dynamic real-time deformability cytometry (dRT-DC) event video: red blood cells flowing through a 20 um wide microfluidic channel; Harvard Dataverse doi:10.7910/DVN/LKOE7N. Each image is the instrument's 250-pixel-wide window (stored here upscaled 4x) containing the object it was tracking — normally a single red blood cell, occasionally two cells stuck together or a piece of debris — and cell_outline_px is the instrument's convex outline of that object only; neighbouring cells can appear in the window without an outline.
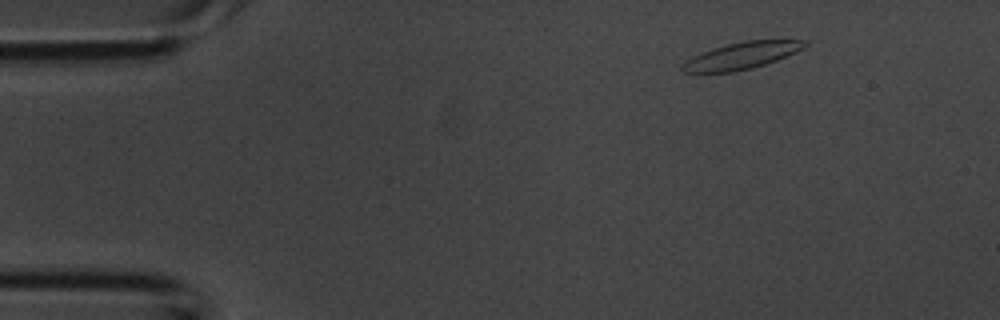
{"species": "common noctule bat (a hibernating species)", "species_latin": "Nyctalus noctula", "temperature_condition": "room temperature", "stored_images_in_passage": 2, "camera_frame_rate_fps": 3000, "um_per_image_px": 0.085, "animal": {"sex": "male", "body_mass_g": 20.1, "forearm_length_mm": 53.5}, "frame": {"image": 1, "passage_image": 1, "time_ms": 0.0, "image_size_px": [1000, 320], "cell_outline_px": [[808, 44], [804, 48], [796, 52], [776, 60], [752, 68], [732, 72], [684, 72], [680, 68], [692, 56], [700, 52], [712, 48], [744, 40], [808, 40]], "centroid_in_image_um": [63.06, 4.72], "position_along_channel_um": 21.9, "area_um2": 19.02}}
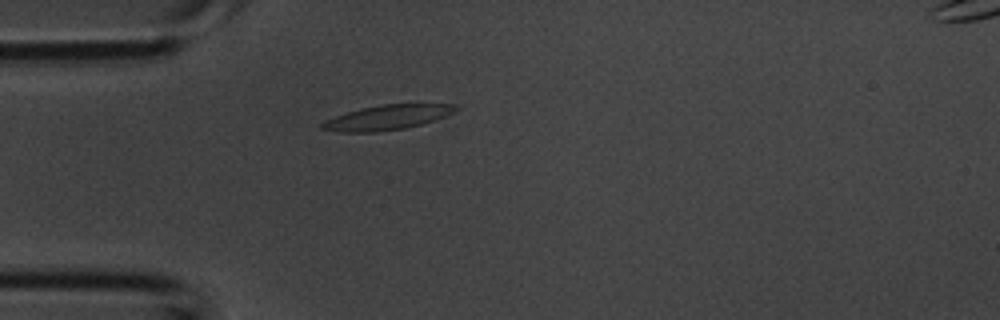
{"frame": {"image": 2, "passage_image": 2, "time_ms": 0.333, "image_size_px": [1000, 320], "cell_outline_px": [[460, 108], [444, 116], [420, 124], [404, 128], [376, 132], [340, 132], [320, 128], [320, 124], [324, 120], [348, 112], [364, 108], [384, 104], [452, 104]], "centroid_in_image_um": [32.87, 9.98], "position_along_channel_um": 52.1, "area_um2": 18.84}}